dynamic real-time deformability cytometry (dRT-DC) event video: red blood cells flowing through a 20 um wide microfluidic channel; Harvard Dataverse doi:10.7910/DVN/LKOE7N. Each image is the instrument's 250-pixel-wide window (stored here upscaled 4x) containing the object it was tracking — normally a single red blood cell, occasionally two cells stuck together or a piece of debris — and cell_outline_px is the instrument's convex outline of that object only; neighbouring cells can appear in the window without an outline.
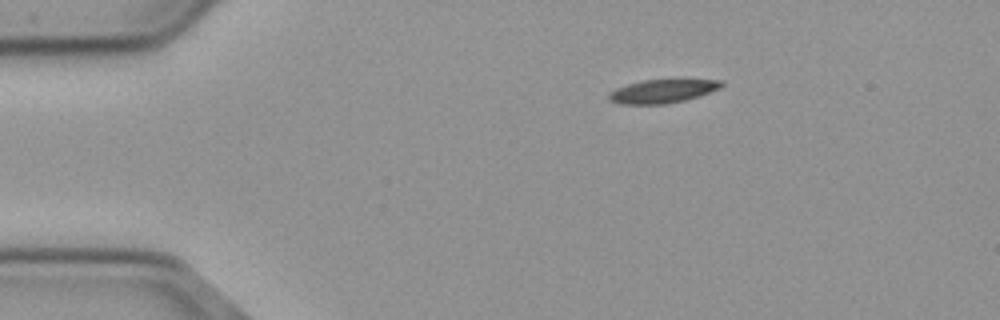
{"species": "common noctule bat (a hibernating species)", "species_latin": "Nyctalus noctula", "temperature_condition": "cold", "stored_images_in_passage": 47, "camera_frame_rate_fps": 3000, "um_per_image_px": 0.085, "animal": {"sex": "male", "body_mass_g": 23.1, "forearm_length_mm": 52.7}, "frame": {"image": 1, "passage_image": 1, "time_ms": 0.0, "image_size_px": [1000, 320], "cell_outline_px": [[724, 84], [720, 88], [700, 96], [684, 100], [664, 104], [620, 104], [608, 100], [608, 92], [616, 88], [628, 84], [644, 80], [672, 76], [676, 76], [724, 80]], "centroid_in_image_um": [56.4, 7.68], "position_along_channel_um": 28.6, "area_um2": 16.59}}
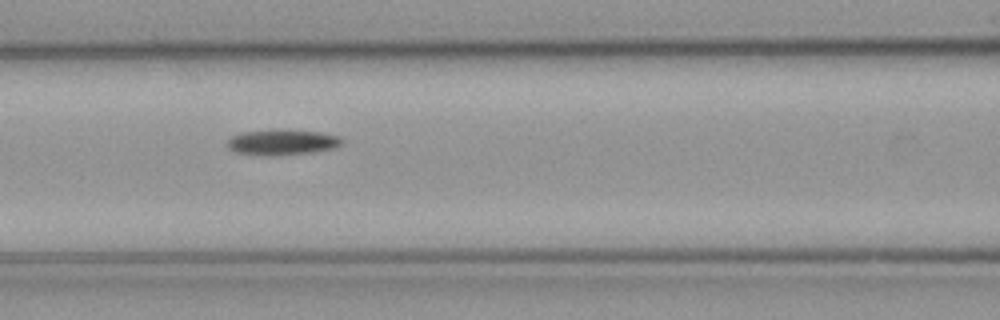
{"frame": {"image": 2, "passage_image": 15, "time_ms": 4.667, "image_size_px": [1000, 320], "cell_outline_px": [[344, 140], [340, 144], [332, 148], [308, 152], [236, 152], [228, 148], [228, 140], [232, 136], [244, 132], [280, 128], [320, 132], [340, 136]], "centroid_in_image_um": [24.04, 12.0], "position_along_channel_um": 142.6, "area_um2": 15.95}}
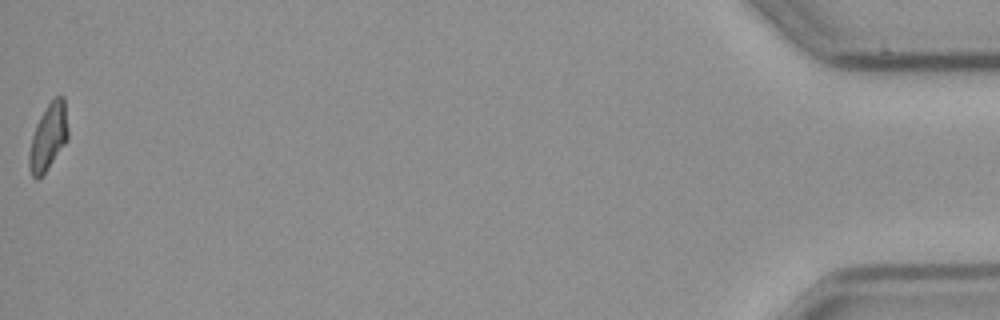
{"frame": {"image": 3, "passage_image": 47, "time_ms": 15.333, "image_size_px": [1000, 320], "cell_outline_px": [[68, 136], [64, 144], [48, 168], [36, 180], [32, 176], [28, 164], [28, 156], [32, 136], [36, 124], [40, 116], [48, 104], [56, 96], [64, 96], [68, 128]], "centroid_in_image_um": [4.1, 11.63], "position_along_channel_um": 431.1, "area_um2": 14.85}}